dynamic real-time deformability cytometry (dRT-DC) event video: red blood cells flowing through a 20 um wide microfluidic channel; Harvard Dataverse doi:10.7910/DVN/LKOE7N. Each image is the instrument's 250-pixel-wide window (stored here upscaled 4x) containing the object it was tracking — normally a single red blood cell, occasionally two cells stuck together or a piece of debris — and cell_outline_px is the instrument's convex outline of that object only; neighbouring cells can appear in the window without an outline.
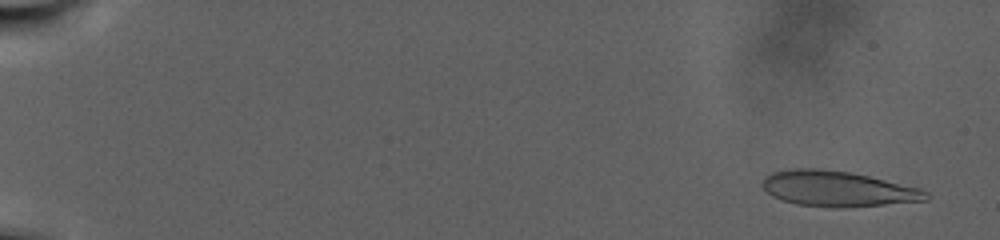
{"species": "human", "species_latin": "Homo sapiens", "temperature_condition": "warm", "stored_images_in_passage": 101, "camera_frame_rate_fps": 3000, "um_per_image_px": 0.085, "donor": {"sex": "male"}, "frame": {"image": 1, "passage_image": 5, "time_ms": 1.333, "image_size_px": [1000, 240], "cell_outline_px": [[932, 196], [928, 200], [844, 208], [832, 208], [796, 204], [772, 196], [760, 184], [772, 172], [792, 168], [820, 168], [852, 172], [920, 188], [928, 192]], "centroid_in_image_um": [71.23, 16.04], "position_along_channel_um": 13.8, "area_um2": 33.99}}
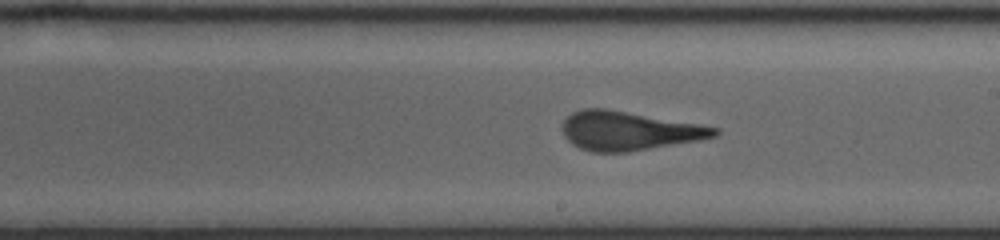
{"frame": {"image": 2, "passage_image": 62, "time_ms": 20.333, "image_size_px": [1000, 240], "cell_outline_px": [[720, 132], [716, 136], [700, 140], [628, 152], [592, 152], [580, 148], [572, 144], [564, 136], [560, 128], [564, 120], [572, 112], [584, 108], [604, 108], [700, 124], [720, 128]], "centroid_in_image_um": [53.43, 11.12], "position_along_channel_um": 235.6, "area_um2": 34.56}}
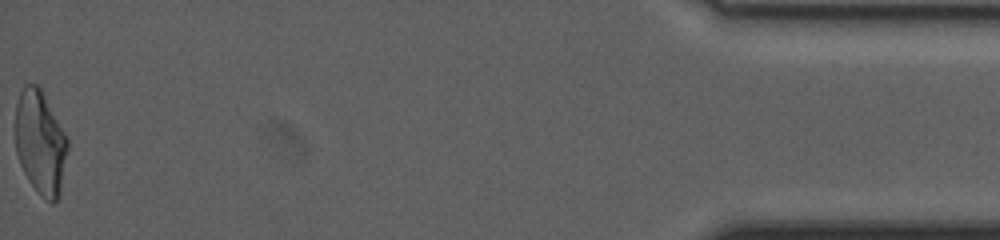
{"frame": {"image": 3, "passage_image": 101, "time_ms": 33.333, "image_size_px": [1000, 240], "cell_outline_px": [[68, 148], [60, 196], [52, 204], [44, 200], [28, 180], [20, 164], [16, 152], [16, 104], [20, 92], [24, 84], [36, 84], [40, 88], [68, 136]], "centroid_in_image_um": [3.45, 12.14], "position_along_channel_um": 431.8, "area_um2": 31.85}, "authors_computed_cell_mechanics": {"area_um2": 33.9864, "velocity_mm_per_s": 2.1339, "shape_relaxation_time_tau1_ms": null, "shape_relaxation_time_tau2_ms": 1.4467, "deformation_change_tau1": null, "deformation_change_tau2": 0.1104}}